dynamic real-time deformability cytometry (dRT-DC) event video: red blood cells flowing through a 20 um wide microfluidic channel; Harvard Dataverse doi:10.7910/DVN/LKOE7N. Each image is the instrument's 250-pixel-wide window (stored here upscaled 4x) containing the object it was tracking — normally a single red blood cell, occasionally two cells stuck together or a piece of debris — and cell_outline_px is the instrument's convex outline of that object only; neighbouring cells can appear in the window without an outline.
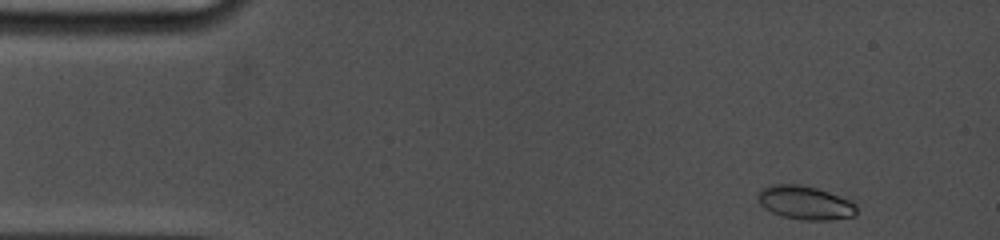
{"species": "common noctule bat (a hibernating species)", "species_latin": "Nyctalus noctula", "temperature_condition": "cold", "stored_images_in_passage": 38, "camera_frame_rate_fps": 5000, "um_per_image_px": 0.085, "animal": {"sex": "female", "body_mass_g": 19.0, "forearm_length_mm": 53.3}, "frame": {"image": 1, "passage_image": 1, "time_ms": 0.0, "image_size_px": [1000, 240], "cell_outline_px": [[856, 216], [828, 220], [804, 220], [784, 216], [772, 212], [764, 208], [760, 204], [756, 196], [760, 188], [772, 184], [800, 184], [852, 196], [856, 204]], "centroid_in_image_um": [68.52, 17.2], "position_along_channel_um": 16.5, "area_um2": 20.11}}
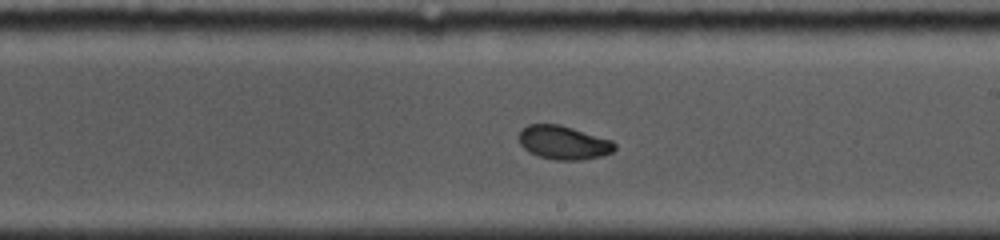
{"frame": {"image": 2, "passage_image": 25, "time_ms": 8.4, "image_size_px": [1000, 240], "cell_outline_px": [[616, 148], [612, 152], [600, 156], [580, 160], [556, 160], [540, 156], [528, 152], [520, 144], [516, 136], [528, 124], [560, 124], [612, 140], [616, 144]], "centroid_in_image_um": [47.88, 12.11], "position_along_channel_um": 241.1, "area_um2": 18.84}}
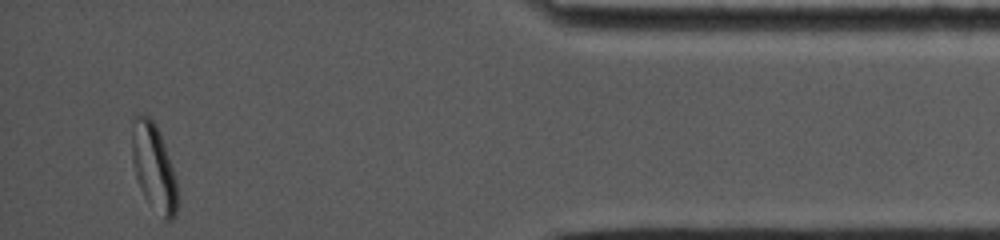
{"frame": {"image": 3, "passage_image": 38, "time_ms": 14.2, "image_size_px": [1000, 240], "cell_outline_px": [[176, 216], [172, 220], [164, 220], [144, 196], [140, 188], [132, 164], [132, 132], [136, 116], [140, 112], [148, 116], [156, 124], [168, 156], [176, 180]], "centroid_in_image_um": [13.05, 14.22], "position_along_channel_um": 422.2, "area_um2": 22.54}, "authors_computed_cell_mechanics": {"area_um2": 19.2185, "velocity_mm_per_s": 3.7739, "shape_relaxation_time_tau1_ms": 4.4038, "shape_relaxation_time_tau2_ms": 2.0286, "deformation_change_tau1": 0.1424, "deformation_change_tau2": 0.045}}